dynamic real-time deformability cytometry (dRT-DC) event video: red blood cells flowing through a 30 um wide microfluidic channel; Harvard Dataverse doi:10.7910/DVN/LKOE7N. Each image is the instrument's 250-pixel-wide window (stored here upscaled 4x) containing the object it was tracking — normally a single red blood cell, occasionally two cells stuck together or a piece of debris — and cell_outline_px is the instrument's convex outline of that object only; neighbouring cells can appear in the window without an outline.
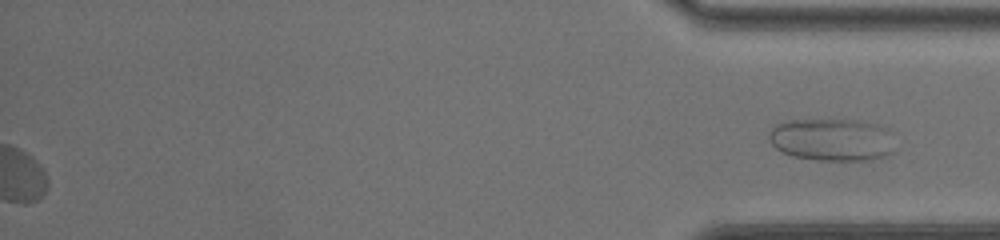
{"species": "common noctule bat (a hibernating species)", "species_latin": "Nyctalus noctula", "temperature_condition": "room temperature", "stored_images_in_passage": 38, "segment_of_instrument_passage": [2, 2], "camera_frame_rate_fps": 3000, "um_per_image_px": 0.085, "animal": {"sex": "female", "body_mass_g": 20.0, "forearm_length_mm": 54.0}, "frame": {"image": 1, "passage_image": 38, "time_ms": 12.333, "image_size_px": [1000, 240], "cell_outline_px": [[888, 152], [880, 156], [864, 160], [816, 160], [796, 156], [784, 152], [776, 148], [772, 144], [768, 136], [772, 128], [776, 124], [792, 120], [856, 120], [876, 124], [884, 128]], "centroid_in_image_um": [70.54, 11.86], "position_along_channel_um": 364.7, "area_um2": 29.77}}